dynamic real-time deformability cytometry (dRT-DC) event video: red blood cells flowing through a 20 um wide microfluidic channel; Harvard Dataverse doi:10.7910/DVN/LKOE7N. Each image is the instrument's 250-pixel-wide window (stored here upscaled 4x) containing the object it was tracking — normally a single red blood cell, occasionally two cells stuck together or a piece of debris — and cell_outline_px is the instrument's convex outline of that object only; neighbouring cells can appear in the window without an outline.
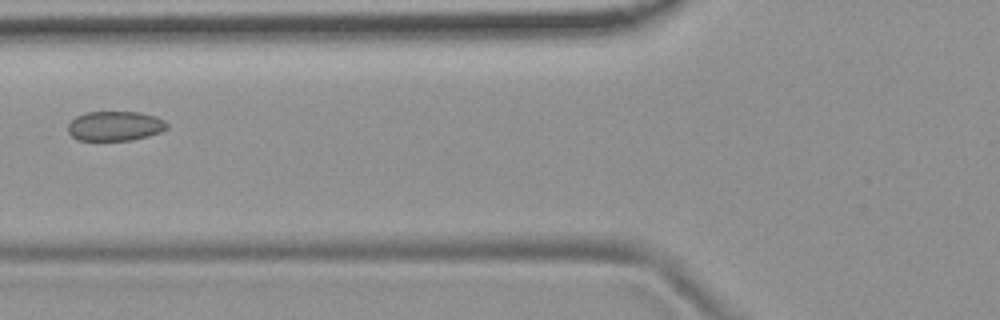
{"species": "common noctule bat (a hibernating species)", "species_latin": "Nyctalus noctula", "temperature_condition": "room temperature", "stored_images_in_passage": 4, "camera_frame_rate_fps": 3000, "um_per_image_px": 0.085, "animal": {"sex": "female", "body_mass_g": 19.9}, "frame": {"image": 1, "passage_image": 3, "time_ms": 2.333, "image_size_px": [1000, 320], "cell_outline_px": [[168, 128], [160, 132], [148, 136], [132, 140], [76, 140], [68, 132], [68, 124], [76, 116], [88, 112], [140, 112], [156, 116], [164, 120], [168, 124]], "centroid_in_image_um": [9.79, 10.71], "position_along_channel_um": 116.0, "area_um2": 17.17}}
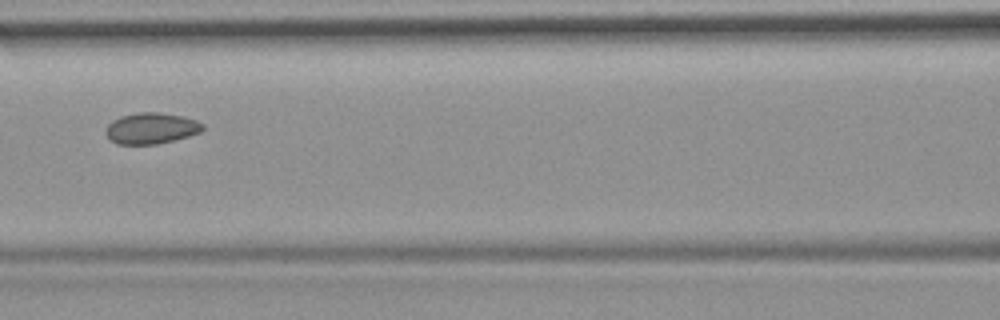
{"frame": {"image": 2, "passage_image": 4, "time_ms": 3.333, "image_size_px": [1000, 320], "cell_outline_px": [[204, 128], [200, 132], [188, 136], [156, 144], [116, 144], [104, 132], [108, 124], [112, 120], [120, 116], [140, 112], [160, 112], [180, 116], [196, 120], [204, 124]], "centroid_in_image_um": [12.83, 10.9], "position_along_channel_um": 153.8, "area_um2": 17.46}}